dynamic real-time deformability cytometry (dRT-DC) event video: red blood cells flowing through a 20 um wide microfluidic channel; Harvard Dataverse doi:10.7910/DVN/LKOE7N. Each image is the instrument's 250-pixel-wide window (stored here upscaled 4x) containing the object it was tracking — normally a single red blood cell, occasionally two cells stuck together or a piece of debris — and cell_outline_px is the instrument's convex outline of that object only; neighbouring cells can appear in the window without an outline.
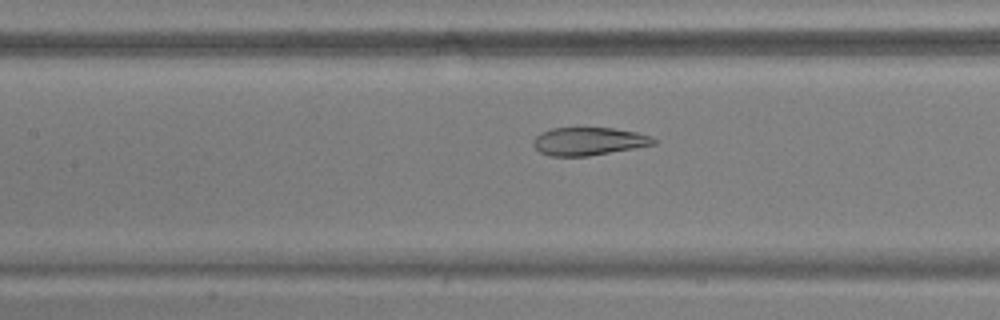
{"species": "common noctule bat (a hibernating species)", "species_latin": "Nyctalus noctula", "temperature_condition": "warm", "stored_images_in_passage": 41, "camera_frame_rate_fps": 3000, "um_per_image_px": 0.085, "animal": {"sex": "male", "body_mass_g": 17.9, "forearm_length_mm": 54.2}, "frame": {"image": 1, "passage_image": 16, "time_ms": 5.0, "image_size_px": [1000, 320], "cell_outline_px": [[656, 144], [588, 156], [548, 156], [540, 152], [532, 144], [532, 140], [540, 132], [552, 128], [612, 128], [636, 132], [652, 136], [656, 140]], "centroid_in_image_um": [50.01, 12.01], "position_along_channel_um": 157.4, "area_um2": 19.59}}
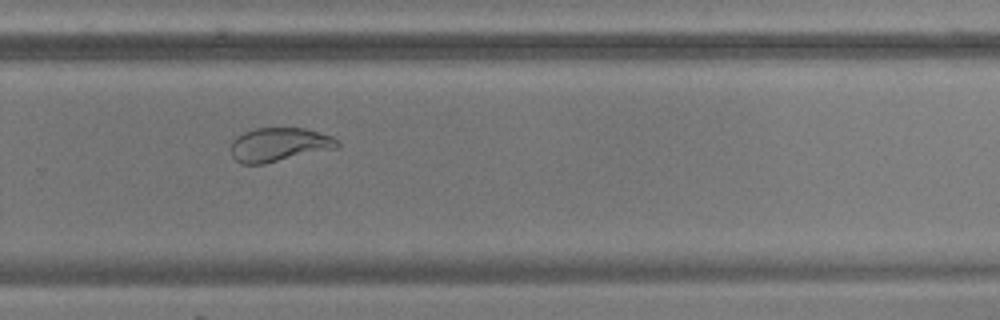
{"frame": {"image": 2, "passage_image": 28, "time_ms": 9.0, "image_size_px": [1000, 320], "cell_outline_px": [[340, 144], [336, 148], [264, 164], [240, 164], [232, 156], [232, 140], [236, 136], [244, 132], [256, 128], [304, 128], [332, 136], [340, 140]], "centroid_in_image_um": [23.73, 12.29], "position_along_channel_um": 306.1, "area_um2": 20.98}}
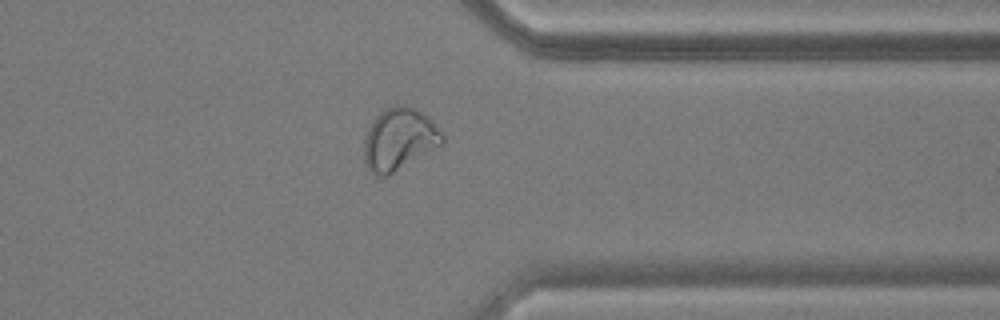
{"frame": {"image": 3, "passage_image": 34, "time_ms": 11.0, "image_size_px": [1000, 320], "cell_outline_px": [[444, 144], [388, 176], [376, 176], [368, 168], [364, 160], [364, 140], [368, 128], [376, 116], [384, 108], [396, 104], [404, 104], [428, 116], [432, 120], [444, 136]], "centroid_in_image_um": [33.94, 11.84], "position_along_channel_um": 377.5, "area_um2": 28.5}, "authors_computed_cell_mechanics": {"area_um2": 22.542, "velocity_mm_per_s": 3.7359, "shape_relaxation_time_tau1_ms": null, "shape_relaxation_time_tau2_ms": 0.8859, "deformation_change_tau1": null, "deformation_change_tau2": 0.0477}}